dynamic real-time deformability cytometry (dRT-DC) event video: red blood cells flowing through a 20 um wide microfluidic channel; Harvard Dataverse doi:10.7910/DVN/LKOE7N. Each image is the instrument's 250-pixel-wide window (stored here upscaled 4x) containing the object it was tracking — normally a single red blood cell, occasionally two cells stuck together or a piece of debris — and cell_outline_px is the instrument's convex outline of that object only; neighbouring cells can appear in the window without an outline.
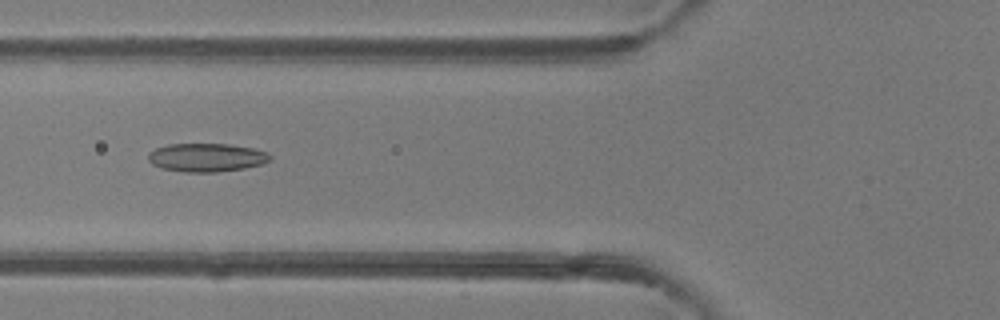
{"species": "common noctule bat (a hibernating species)", "species_latin": "Nyctalus noctula", "temperature_condition": "room temperature", "stored_images_in_passage": 49, "camera_frame_rate_fps": 3000, "um_per_image_px": 0.085, "animal": {"sex": "female"}, "frame": {"image": 1, "passage_image": 19, "time_ms": 6.0, "image_size_px": [1000, 320], "cell_outline_px": [[272, 160], [260, 164], [244, 168], [216, 172], [184, 172], [160, 168], [152, 164], [148, 160], [148, 152], [156, 148], [168, 144], [228, 144], [252, 148], [268, 152], [272, 156]], "centroid_in_image_um": [17.54, 13.39], "position_along_channel_um": 108.3, "area_um2": 20.29}}
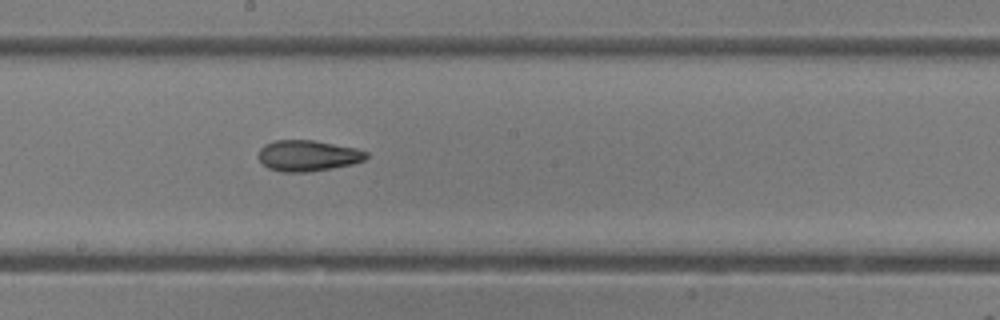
{"frame": {"image": 2, "passage_image": 27, "time_ms": 8.667, "image_size_px": [1000, 320], "cell_outline_px": [[368, 156], [364, 160], [352, 164], [332, 168], [308, 172], [280, 172], [268, 168], [260, 160], [260, 148], [264, 144], [272, 140], [312, 140], [356, 148], [368, 152]], "centroid_in_image_um": [26.17, 13.23], "position_along_channel_um": 222.0, "area_um2": 19.42}}
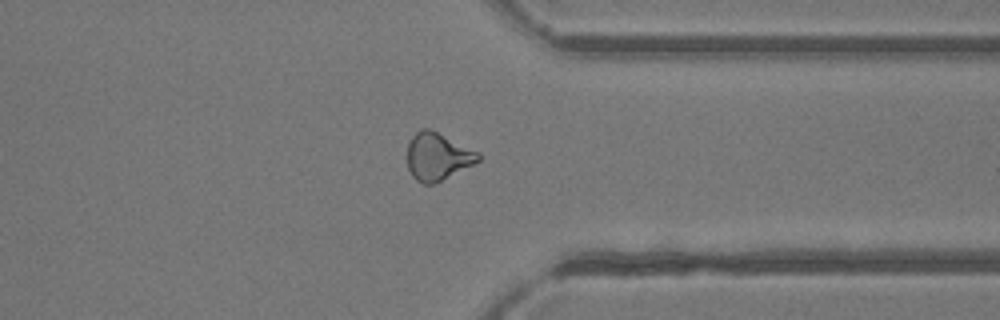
{"frame": {"image": 3, "passage_image": 38, "time_ms": 12.333, "image_size_px": [1000, 320], "cell_outline_px": [[480, 160], [432, 184], [424, 184], [416, 180], [412, 176], [408, 168], [408, 144], [412, 136], [420, 128], [428, 128], [480, 152]], "centroid_in_image_um": [37.17, 13.28], "position_along_channel_um": 374.2, "area_um2": 19.25}, "authors_computed_cell_mechanics": {"area_um2": 20.5768, "velocity_mm_per_s": 4.2455, "shape_relaxation_time_tau1_ms": null, "shape_relaxation_time_tau2_ms": 3.8728, "deformation_change_tau1": null, "deformation_change_tau2": 0.1196}}